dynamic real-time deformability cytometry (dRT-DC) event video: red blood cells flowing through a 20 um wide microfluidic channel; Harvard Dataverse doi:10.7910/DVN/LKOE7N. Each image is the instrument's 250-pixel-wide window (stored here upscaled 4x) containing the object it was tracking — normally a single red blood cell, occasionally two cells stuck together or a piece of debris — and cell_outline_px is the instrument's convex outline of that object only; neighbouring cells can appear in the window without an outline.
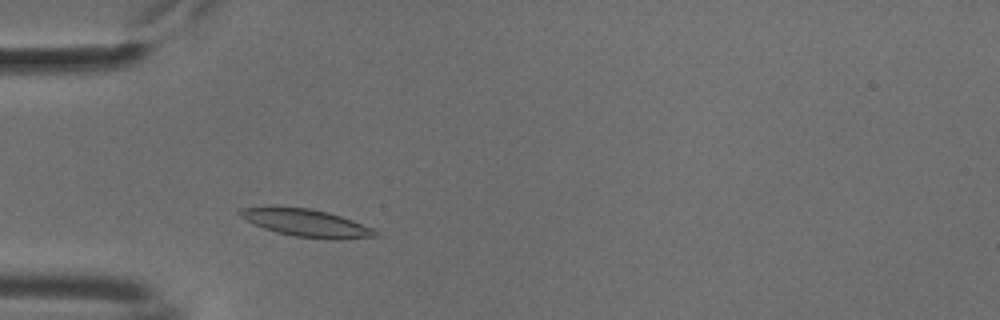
{"species": "common noctule bat (a hibernating species)", "species_latin": "Nyctalus noctula", "temperature_condition": "cold", "stored_images_in_passage": 43, "camera_frame_rate_fps": 3000, "um_per_image_px": 0.085, "animal": {"sex": "male", "body_mass_g": 18.8}, "frame": {"image": 1, "passage_image": 5, "time_ms": 1.333, "image_size_px": [1000, 320], "cell_outline_px": [[380, 236], [340, 240], [328, 240], [292, 236], [276, 232], [252, 224], [240, 216], [236, 212], [240, 208], [312, 208], [328, 212], [376, 228], [380, 232]], "centroid_in_image_um": [26.15, 18.99], "position_along_channel_um": 58.9, "area_um2": 21.85}}
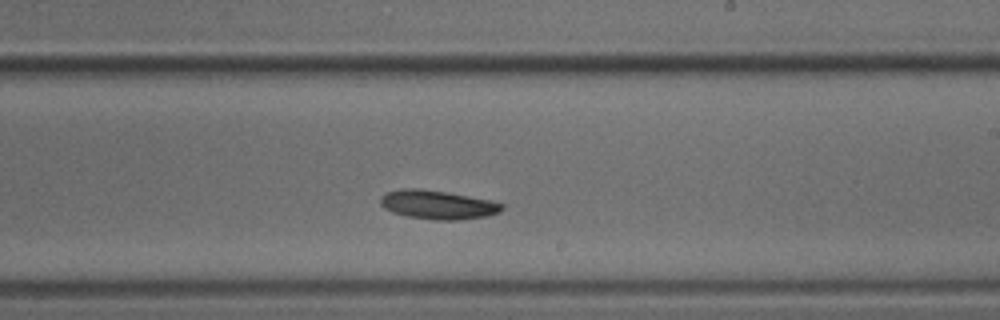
{"frame": {"image": 2, "passage_image": 21, "time_ms": 6.667, "image_size_px": [1000, 320], "cell_outline_px": [[504, 208], [500, 212], [488, 216], [460, 220], [432, 220], [408, 216], [392, 212], [384, 208], [380, 204], [380, 196], [388, 192], [400, 188], [420, 188], [492, 200], [504, 204]], "centroid_in_image_um": [37.22, 17.4], "position_along_channel_um": 251.8, "area_um2": 20.58}}
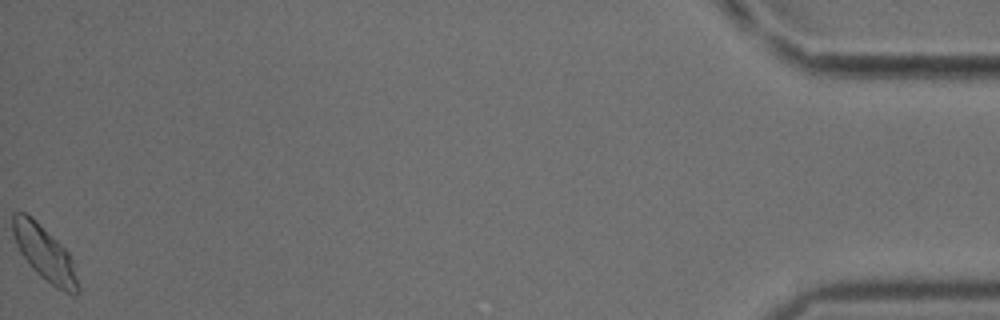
{"frame": {"image": 3, "passage_image": 43, "time_ms": 14.0, "image_size_px": [1000, 320], "cell_outline_px": [[80, 288], [76, 292], [64, 292], [56, 288], [40, 276], [32, 268], [20, 252], [16, 244], [12, 232], [12, 212], [24, 212], [32, 216], [68, 252], [72, 260]], "centroid_in_image_um": [3.75, 21.5], "position_along_channel_um": 431.4, "area_um2": 20.52}, "authors_computed_cell_mechanics": {"area_um2": 20.1722, "velocity_mm_per_s": 3.7211, "shape_relaxation_time_tau1_ms": 6.2597, "shape_relaxation_time_tau2_ms": null, "deformation_change_tau1": 0.0865, "deformation_change_tau2": null}}